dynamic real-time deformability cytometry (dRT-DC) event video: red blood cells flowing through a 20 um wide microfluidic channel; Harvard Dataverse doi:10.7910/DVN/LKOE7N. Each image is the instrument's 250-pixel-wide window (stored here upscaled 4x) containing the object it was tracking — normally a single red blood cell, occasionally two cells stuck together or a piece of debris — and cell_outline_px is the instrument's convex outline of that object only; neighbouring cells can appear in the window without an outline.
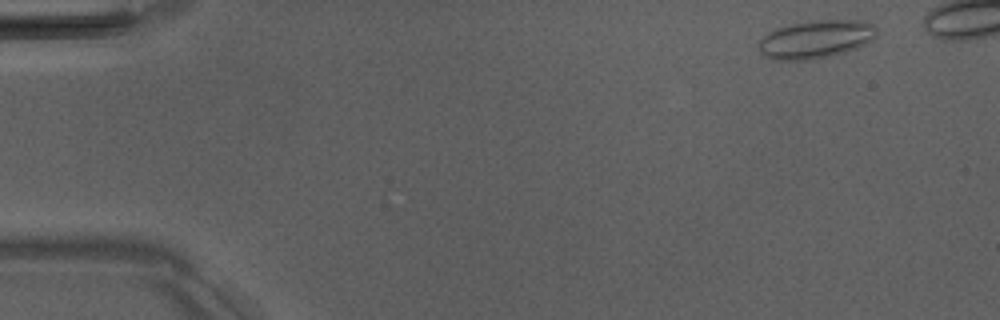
{"species": "Egyptian fruit bat (a non-hibernating species)", "species_latin": "Rousettus aegyptiacus", "temperature_condition": "room temperature", "stored_images_in_passage": 5, "camera_frame_rate_fps": 3000, "um_per_image_px": 0.085, "animal": {"sex": "male"}, "frame": {"image": 1, "passage_image": 1, "time_ms": 0.0, "image_size_px": [1000, 320], "cell_outline_px": [[876, 36], [872, 40], [856, 48], [844, 52], [812, 60], [772, 60], [764, 56], [760, 52], [760, 40], [768, 32], [776, 28], [788, 24], [808, 20], [864, 20], [876, 24]], "centroid_in_image_um": [69.35, 3.32], "position_along_channel_um": 15.6, "area_um2": 26.47}}